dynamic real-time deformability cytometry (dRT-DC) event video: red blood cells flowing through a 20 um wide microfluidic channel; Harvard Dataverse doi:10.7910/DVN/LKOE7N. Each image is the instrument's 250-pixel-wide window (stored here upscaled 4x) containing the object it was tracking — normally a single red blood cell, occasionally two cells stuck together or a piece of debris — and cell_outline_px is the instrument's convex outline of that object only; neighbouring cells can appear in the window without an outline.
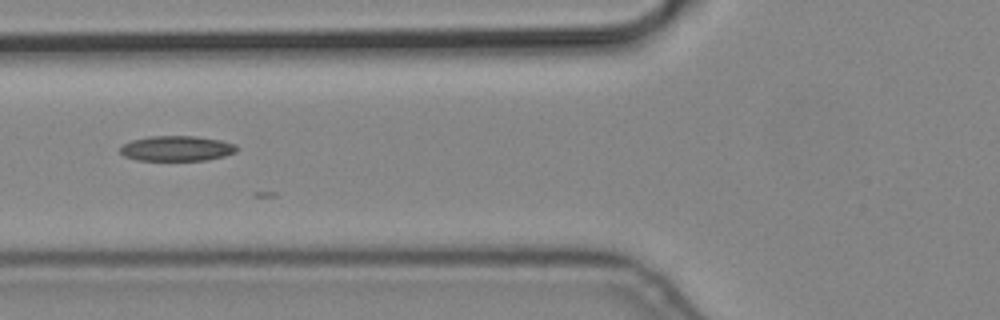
{"species": "common noctule bat (a hibernating species)", "species_latin": "Nyctalus noctula", "temperature_condition": "cold", "stored_images_in_passage": 6, "camera_frame_rate_fps": 3000, "um_per_image_px": 0.085, "animal": {"sex": "male", "body_mass_g": 19.2, "forearm_length_mm": 51.8}, "frame": {"image": 1, "passage_image": 2, "time_ms": 0.333, "image_size_px": [1000, 320], "cell_outline_px": [[240, 148], [236, 152], [224, 156], [208, 160], [136, 160], [124, 156], [120, 152], [120, 148], [124, 144], [132, 140], [148, 136], [196, 136], [220, 140], [236, 144]], "centroid_in_image_um": [15.05, 12.61], "position_along_channel_um": 110.7, "area_um2": 17.22}}
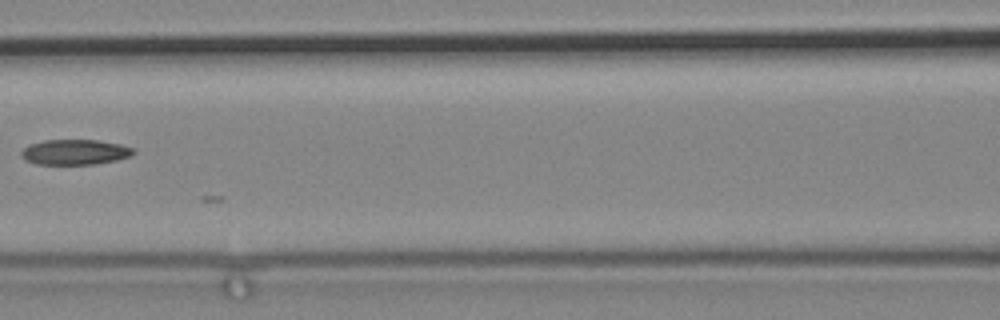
{"frame": {"image": 2, "passage_image": 3, "time_ms": 0.667, "image_size_px": [1000, 320], "cell_outline_px": [[136, 152], [132, 156], [116, 160], [96, 164], [36, 164], [24, 160], [20, 156], [20, 152], [28, 144], [44, 140], [100, 140], [120, 144], [132, 148]], "centroid_in_image_um": [6.35, 12.93], "position_along_channel_um": 160.3, "area_um2": 16.7}}